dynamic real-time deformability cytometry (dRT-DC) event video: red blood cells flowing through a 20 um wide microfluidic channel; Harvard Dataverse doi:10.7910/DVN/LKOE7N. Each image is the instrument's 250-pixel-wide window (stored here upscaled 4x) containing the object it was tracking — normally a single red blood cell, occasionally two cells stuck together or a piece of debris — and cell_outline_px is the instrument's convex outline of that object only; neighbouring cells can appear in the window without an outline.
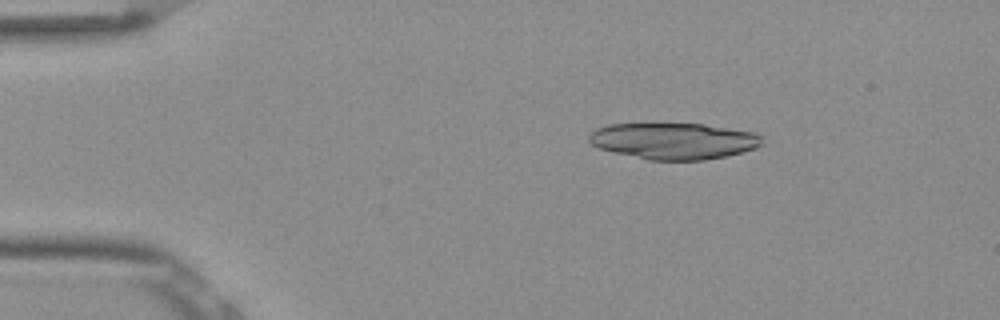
{"species": "Egyptian fruit bat (a non-hibernating species)", "species_latin": "Rousettus aegyptiacus", "temperature_condition": "room temperature", "stored_images_in_passage": 52, "camera_frame_rate_fps": 3000, "um_per_image_px": 0.085, "frame": {"image": 1, "passage_image": 9, "time_ms": 2.667, "image_size_px": [1000, 320], "cell_outline_px": [[764, 144], [756, 148], [724, 156], [704, 160], [648, 160], [612, 152], [600, 148], [592, 144], [588, 140], [588, 136], [596, 128], [608, 124], [644, 120], [652, 120], [704, 124], [756, 132], [764, 136]], "centroid_in_image_um": [57.23, 11.92], "position_along_channel_um": 27.8, "area_um2": 38.38}}